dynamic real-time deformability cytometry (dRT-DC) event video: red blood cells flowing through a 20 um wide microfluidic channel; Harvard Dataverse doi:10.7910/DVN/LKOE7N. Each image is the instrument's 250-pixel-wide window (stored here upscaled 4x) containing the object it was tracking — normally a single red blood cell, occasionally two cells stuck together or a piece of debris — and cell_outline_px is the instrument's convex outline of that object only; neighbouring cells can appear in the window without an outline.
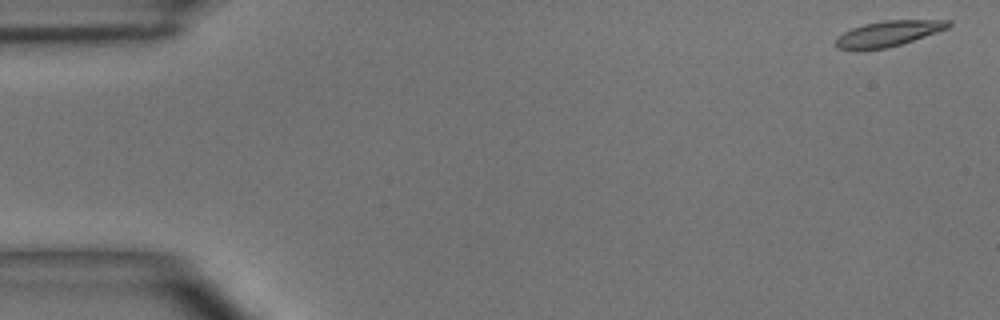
{"species": "common noctule bat (a hibernating species)", "species_latin": "Nyctalus noctula", "temperature_condition": "room temperature", "stored_images_in_passage": 10, "camera_frame_rate_fps": 3000, "um_per_image_px": 0.085, "animal": {"sex": "male", "body_mass_g": 15.6}, "frame": {"image": 1, "passage_image": 1, "time_ms": 0.0, "image_size_px": [1000, 320], "cell_outline_px": [[952, 24], [948, 28], [888, 48], [860, 52], [856, 52], [836, 48], [836, 36], [852, 28], [864, 24], [884, 20], [952, 20]], "centroid_in_image_um": [75.43, 2.88], "position_along_channel_um": 9.6, "area_um2": 17.11}}
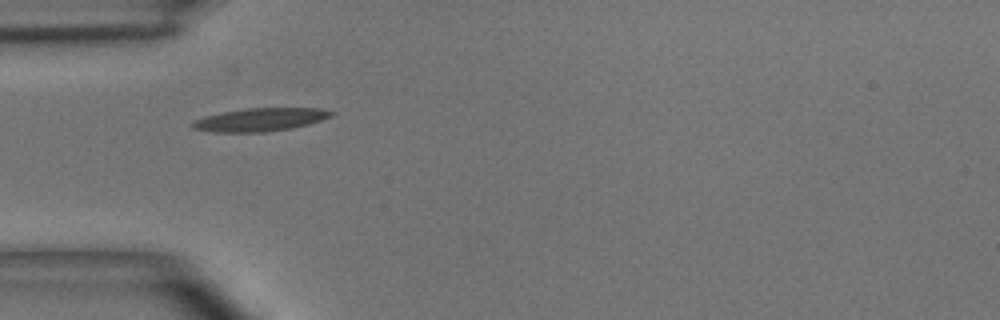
{"frame": {"image": 2, "passage_image": 5, "time_ms": 4.667, "image_size_px": [1000, 320], "cell_outline_px": [[336, 112], [332, 116], [308, 124], [292, 128], [264, 132], [216, 132], [192, 128], [192, 124], [196, 120], [204, 116], [224, 112], [248, 108], [320, 108]], "centroid_in_image_um": [22.16, 10.16], "position_along_channel_um": 62.8, "area_um2": 18.5}}
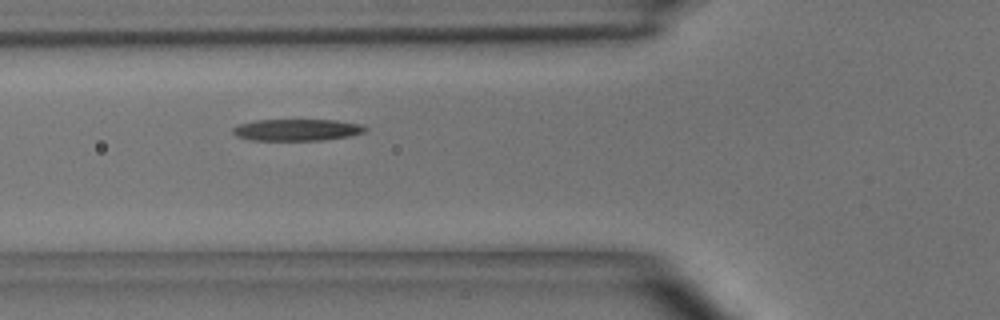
{"frame": {"image": 3, "passage_image": 6, "time_ms": 5.667, "image_size_px": [1000, 320], "cell_outline_px": [[368, 128], [364, 132], [348, 136], [324, 140], [252, 140], [236, 136], [232, 132], [232, 128], [240, 124], [256, 120], [336, 120], [360, 124]], "centroid_in_image_um": [25.23, 11.04], "position_along_channel_um": 100.6, "area_um2": 16.65}}